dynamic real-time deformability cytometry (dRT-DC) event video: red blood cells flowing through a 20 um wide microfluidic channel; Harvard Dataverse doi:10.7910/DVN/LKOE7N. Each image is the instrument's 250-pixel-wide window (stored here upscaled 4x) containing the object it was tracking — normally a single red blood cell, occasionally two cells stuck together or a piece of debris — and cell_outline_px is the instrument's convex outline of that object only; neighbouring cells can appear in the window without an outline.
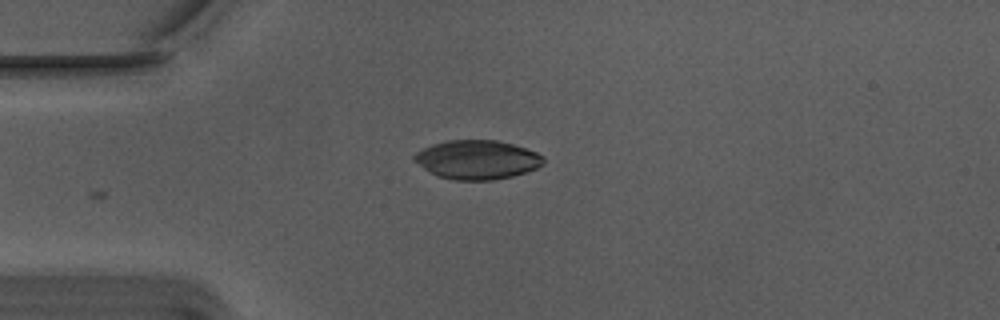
{"species": "Egyptian fruit bat (a non-hibernating species)", "species_latin": "Rousettus aegyptiacus", "temperature_condition": "warm", "stored_images_in_passage": 40, "camera_frame_rate_fps": 3000, "um_per_image_px": 0.085, "animal": {"sex": "male"}, "frame": {"image": 1, "passage_image": 1, "time_ms": 0.0, "image_size_px": [1000, 320], "cell_outline_px": [[544, 164], [536, 168], [512, 176], [492, 180], [452, 180], [436, 176], [412, 160], [412, 156], [416, 152], [432, 144], [448, 140], [496, 140], [512, 144], [536, 152], [544, 156]], "centroid_in_image_um": [40.53, 13.58], "position_along_channel_um": 44.5, "area_um2": 29.36}}
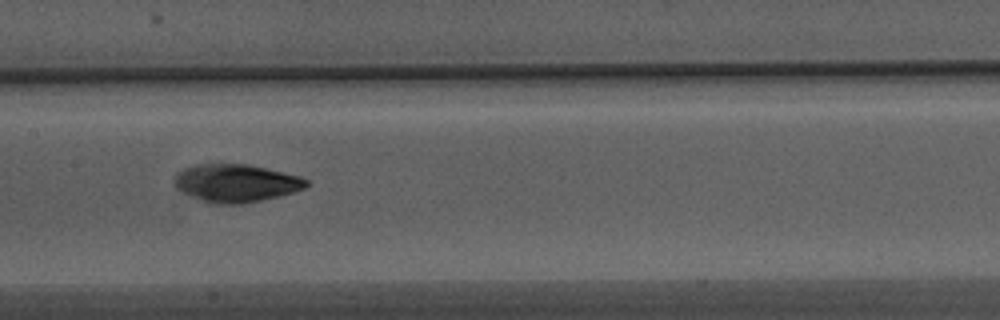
{"frame": {"image": 2, "passage_image": 14, "time_ms": 4.333, "image_size_px": [1000, 320], "cell_outline_px": [[308, 184], [304, 188], [280, 196], [244, 204], [212, 204], [192, 196], [176, 188], [176, 176], [180, 172], [188, 168], [200, 164], [248, 164], [300, 176], [308, 180]], "centroid_in_image_um": [20.11, 15.58], "position_along_channel_um": 187.3, "area_um2": 28.67}}
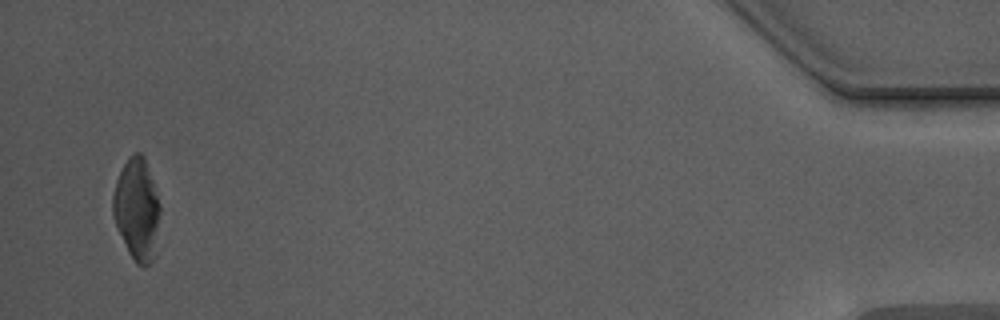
{"frame": {"image": 3, "passage_image": 40, "time_ms": 13.0, "image_size_px": [1000, 320], "cell_outline_px": [[160, 212], [156, 256], [144, 268], [136, 264], [128, 252], [116, 224], [112, 212], [112, 196], [116, 180], [128, 156], [136, 152], [140, 152], [144, 156], [156, 188], [160, 204]], "centroid_in_image_um": [11.66, 17.8], "position_along_channel_um": 423.5, "area_um2": 28.38}, "authors_computed_cell_mechanics": {"area_um2": 28.4376, "velocity_mm_per_s": 3.7428, "shape_relaxation_time_tau1_ms": 3.8461, "shape_relaxation_time_tau2_ms": 5.3266, "deformation_change_tau1": 0.1434, "deformation_change_tau2": 0.0695}}